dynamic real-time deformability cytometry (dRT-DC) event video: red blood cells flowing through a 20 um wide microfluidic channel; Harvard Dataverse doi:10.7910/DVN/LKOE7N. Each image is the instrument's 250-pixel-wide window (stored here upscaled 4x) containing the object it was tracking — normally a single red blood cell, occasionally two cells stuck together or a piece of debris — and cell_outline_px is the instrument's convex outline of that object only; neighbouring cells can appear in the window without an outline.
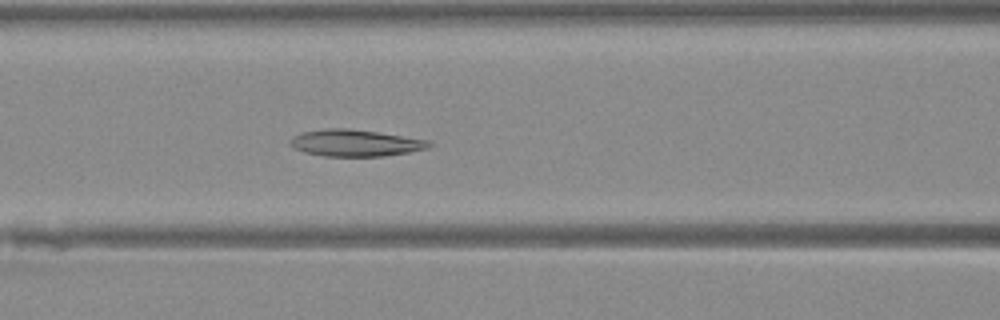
{"species": "Egyptian fruit bat (a non-hibernating species)", "species_latin": "Rousettus aegyptiacus", "temperature_condition": "warm", "stored_images_in_passage": 46, "camera_frame_rate_fps": 3000, "um_per_image_px": 0.085, "animal": {"sex": "female"}, "frame": {"image": 1, "passage_image": 18, "time_ms": 5.667, "image_size_px": [1000, 320], "cell_outline_px": [[432, 144], [428, 148], [408, 152], [384, 156], [324, 156], [304, 152], [292, 148], [288, 144], [292, 136], [300, 132], [324, 128], [348, 128], [376, 132], [428, 140]], "centroid_in_image_um": [30.11, 12.15], "position_along_channel_um": 136.5, "area_um2": 21.68}}
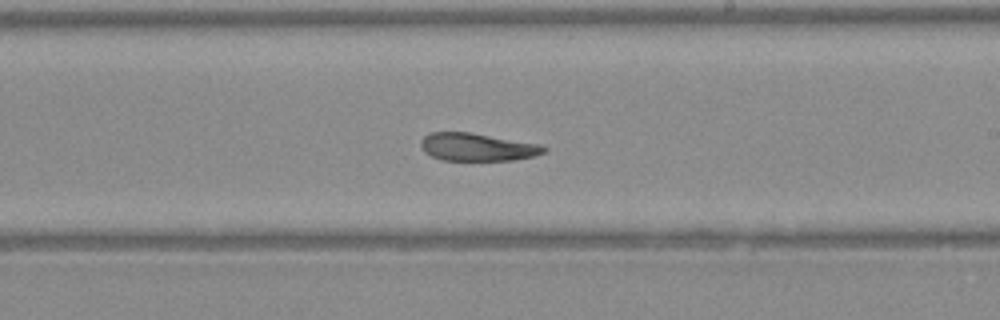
{"frame": {"image": 2, "passage_image": 26, "time_ms": 8.333, "image_size_px": [1000, 320], "cell_outline_px": [[548, 148], [544, 152], [536, 156], [512, 160], [444, 160], [432, 156], [424, 152], [420, 144], [420, 140], [424, 136], [432, 132], [468, 132], [540, 144]], "centroid_in_image_um": [40.56, 12.5], "position_along_channel_um": 248.4, "area_um2": 19.83}}
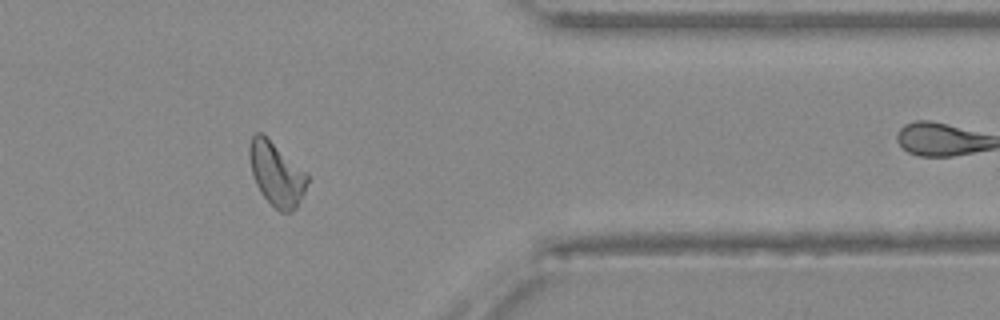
{"frame": {"image": 3, "passage_image": 37, "time_ms": 12.0, "image_size_px": [1000, 320], "cell_outline_px": [[308, 180], [304, 192], [296, 208], [292, 212], [280, 212], [260, 192], [256, 184], [252, 172], [248, 156], [248, 148], [252, 136], [256, 132], [260, 132], [308, 172]], "centroid_in_image_um": [23.5, 14.78], "position_along_channel_um": 387.9, "area_um2": 21.39}}